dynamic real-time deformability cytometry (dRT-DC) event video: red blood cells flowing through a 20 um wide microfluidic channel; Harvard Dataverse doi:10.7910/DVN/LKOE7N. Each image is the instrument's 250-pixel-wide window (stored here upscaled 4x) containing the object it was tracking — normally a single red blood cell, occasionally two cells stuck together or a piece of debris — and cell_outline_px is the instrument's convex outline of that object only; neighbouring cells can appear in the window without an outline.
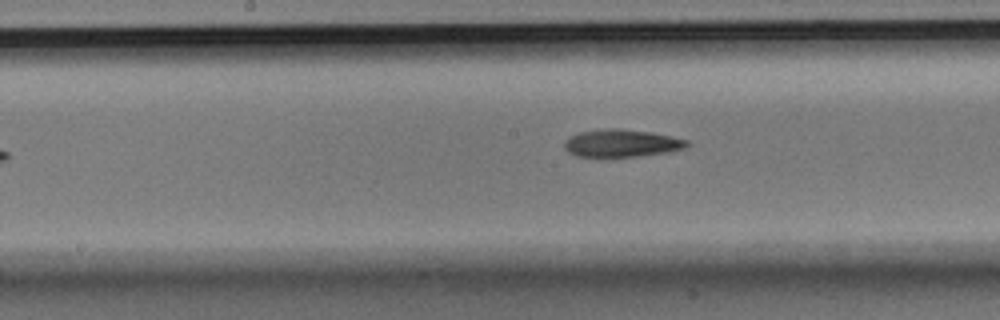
{"species": "Egyptian fruit bat (a non-hibernating species)", "species_latin": "Rousettus aegyptiacus", "temperature_condition": "room temperature", "stored_images_in_passage": 11, "camera_frame_rate_fps": 3000, "um_per_image_px": 0.085, "animal": {"sex": "male"}, "frame": {"image": 1, "passage_image": 7, "time_ms": 2.0, "image_size_px": [1000, 320], "cell_outline_px": [[692, 144], [684, 148], [664, 152], [636, 156], [604, 160], [576, 156], [568, 152], [564, 148], [564, 140], [580, 132], [608, 128], [620, 128], [648, 132], [672, 136], [688, 140]], "centroid_in_image_um": [52.77, 12.21], "position_along_channel_um": 195.4, "area_um2": 20.29}}